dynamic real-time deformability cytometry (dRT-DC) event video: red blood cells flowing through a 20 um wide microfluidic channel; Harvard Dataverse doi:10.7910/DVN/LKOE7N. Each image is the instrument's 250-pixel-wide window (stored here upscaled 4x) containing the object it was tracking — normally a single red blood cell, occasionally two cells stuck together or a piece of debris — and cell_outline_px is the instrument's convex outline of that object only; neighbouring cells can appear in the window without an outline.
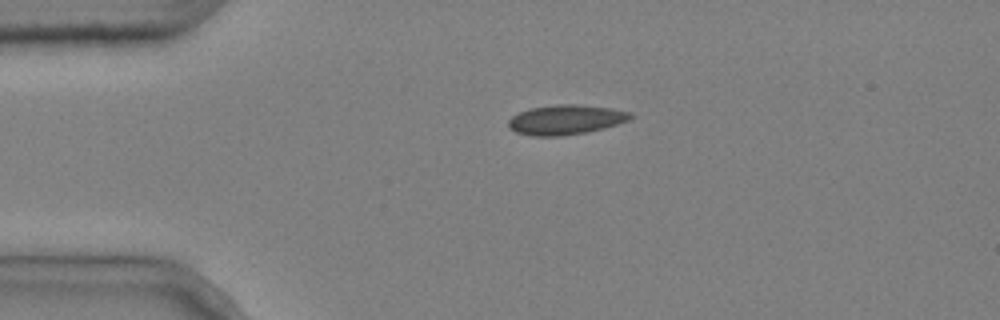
{"species": "common noctule bat (a hibernating species)", "species_latin": "Nyctalus noctula", "temperature_condition": "cold", "stored_images_in_passage": 4, "camera_frame_rate_fps": 3000, "um_per_image_px": 0.085, "animal": {"sex": "male", "body_mass_g": 20.4}, "frame": {"image": 1, "passage_image": 3, "time_ms": 0.667, "image_size_px": [1000, 320], "cell_outline_px": [[636, 116], [628, 120], [604, 128], [584, 132], [560, 136], [532, 136], [516, 132], [508, 128], [508, 120], [512, 116], [520, 112], [532, 108], [556, 104], [576, 104], [612, 108], [632, 112]], "centroid_in_image_um": [48.1, 10.17], "position_along_channel_um": 36.9, "area_um2": 21.15}}